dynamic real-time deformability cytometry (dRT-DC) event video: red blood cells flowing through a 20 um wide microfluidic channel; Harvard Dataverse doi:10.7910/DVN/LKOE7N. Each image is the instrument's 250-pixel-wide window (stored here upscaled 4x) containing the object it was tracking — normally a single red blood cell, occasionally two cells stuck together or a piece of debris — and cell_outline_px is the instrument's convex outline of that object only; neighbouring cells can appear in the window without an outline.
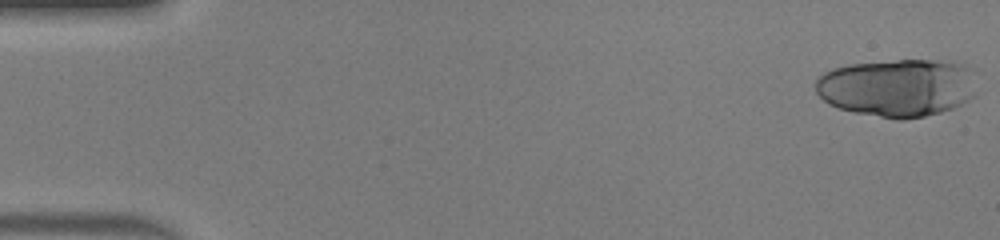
{"species": "human", "species_latin": "Homo sapiens", "temperature_condition": "warm", "stored_images_in_passage": 47, "camera_frame_rate_fps": 3000, "um_per_image_px": 0.085, "donor": {"sex": "male"}, "frame": {"image": 1, "passage_image": 1, "time_ms": 0.0, "image_size_px": [1000, 240], "cell_outline_px": [[976, 96], [952, 108], [940, 112], [924, 116], [904, 120], [900, 120], [856, 112], [840, 108], [828, 104], [816, 92], [816, 80], [824, 72], [832, 68], [848, 64], [896, 60], [952, 60], [968, 68]], "centroid_in_image_um": [76.25, 7.44], "position_along_channel_um": 8.7, "area_um2": 54.22}}
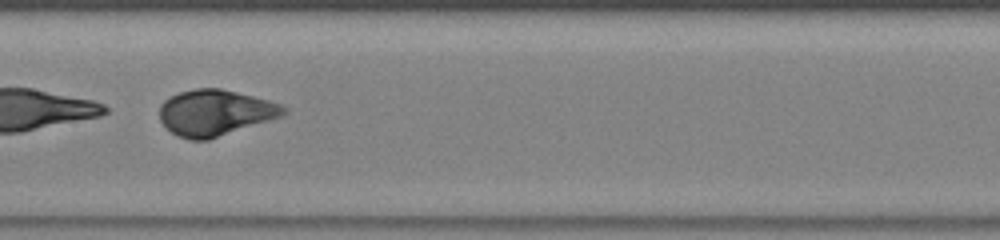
{"frame": {"image": 2, "passage_image": 25, "time_ms": 8.0, "image_size_px": [1000, 240], "cell_outline_px": [[288, 112], [280, 116], [208, 140], [188, 140], [176, 136], [160, 120], [160, 104], [164, 100], [180, 92], [196, 88], [220, 88], [268, 100], [280, 104], [288, 108]], "centroid_in_image_um": [18.26, 9.58], "position_along_channel_um": 189.1, "area_um2": 32.89}}
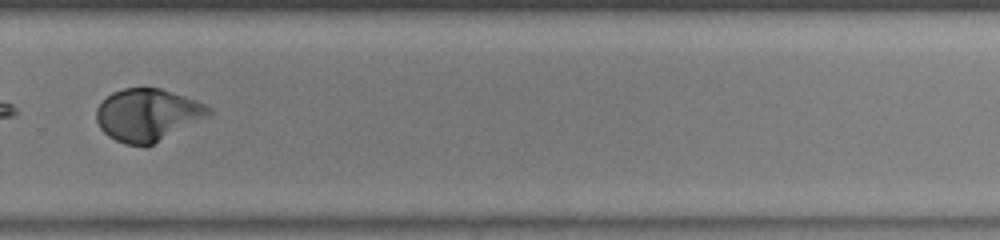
{"frame": {"image": 3, "passage_image": 34, "time_ms": 11.0, "image_size_px": [1000, 240], "cell_outline_px": [[212, 112], [208, 116], [148, 148], [144, 148], [124, 144], [108, 136], [100, 128], [96, 120], [96, 108], [112, 92], [124, 88], [160, 88], [196, 100], [212, 108]], "centroid_in_image_um": [12.54, 9.8], "position_along_channel_um": 317.3, "area_um2": 34.56}, "authors_computed_cell_mechanics": {"area_um2": 35.6626, "velocity_mm_per_s": 4.2923, "shape_relaxation_time_tau1_ms": 3.377, "shape_relaxation_time_tau2_ms": null, "deformation_change_tau1": 0.2287, "deformation_change_tau2": null}}